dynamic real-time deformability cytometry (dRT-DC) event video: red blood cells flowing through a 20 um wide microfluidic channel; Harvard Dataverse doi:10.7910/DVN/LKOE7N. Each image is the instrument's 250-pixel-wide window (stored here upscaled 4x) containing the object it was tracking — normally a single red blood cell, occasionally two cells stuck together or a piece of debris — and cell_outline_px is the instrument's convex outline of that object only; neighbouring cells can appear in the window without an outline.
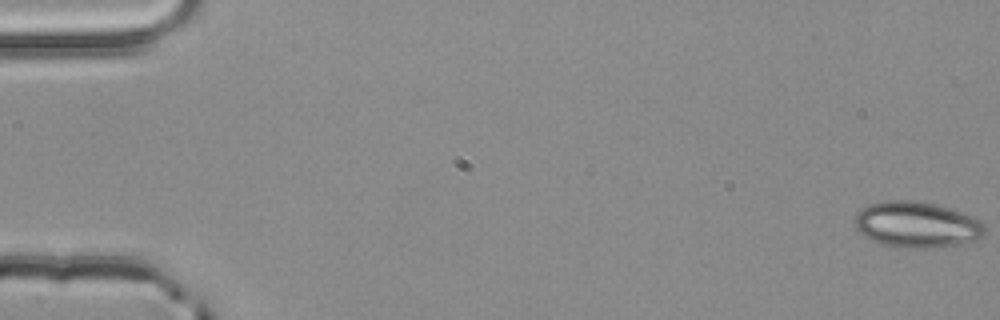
{"species": "common noctule bat (a hibernating species)", "species_latin": "Nyctalus noctula", "temperature_condition": "room temperature", "stored_images_in_passage": 55, "camera_frame_rate_fps": 3000, "um_per_image_px": 0.085, "animal": {"sex": "male", "body_mass_g": 20.4}, "frame": {"image": 1, "passage_image": 1, "time_ms": 0.0, "image_size_px": [1000, 320], "cell_outline_px": [[984, 236], [960, 244], [940, 248], [908, 248], [884, 244], [872, 240], [864, 236], [856, 228], [856, 212], [868, 204], [884, 200], [912, 200], [936, 204], [960, 212], [980, 220], [984, 224]], "centroid_in_image_um": [77.92, 19.09], "position_along_channel_um": 7.1, "area_um2": 34.74}}
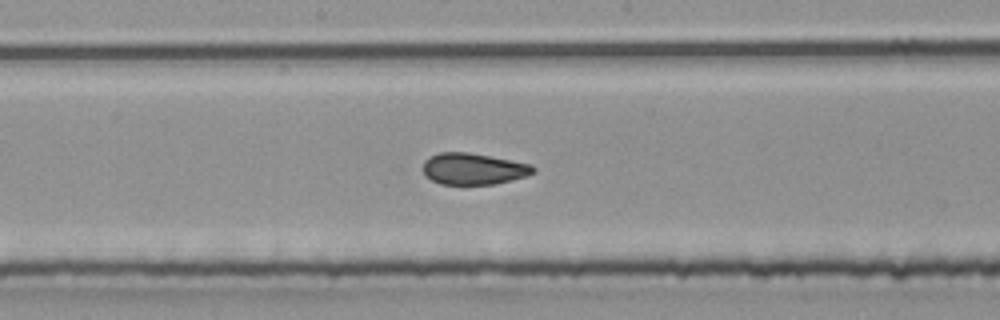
{"frame": {"image": 2, "passage_image": 29, "time_ms": 9.333, "image_size_px": [1000, 320], "cell_outline_px": [[536, 172], [528, 176], [496, 184], [440, 184], [424, 176], [424, 160], [428, 156], [440, 152], [468, 152], [532, 164], [536, 168]], "centroid_in_image_um": [40.26, 14.35], "position_along_channel_um": 207.9, "area_um2": 20.4}}
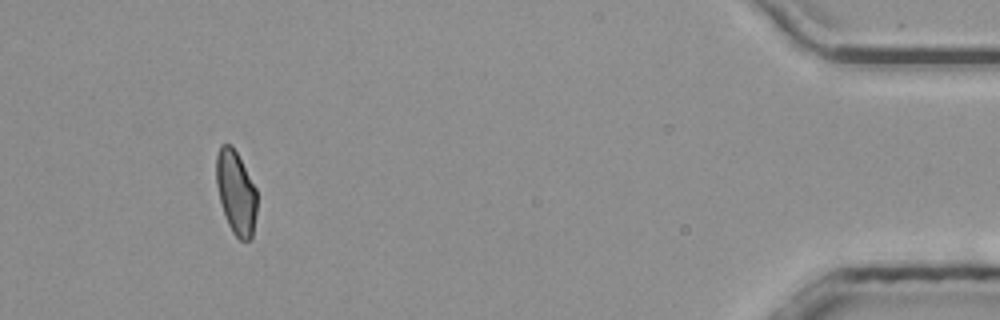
{"frame": {"image": 3, "passage_image": 50, "time_ms": 16.333, "image_size_px": [1000, 320], "cell_outline_px": [[256, 212], [252, 240], [240, 240], [232, 232], [228, 224], [220, 200], [216, 184], [216, 156], [220, 144], [232, 144], [256, 188]], "centroid_in_image_um": [20.05, 16.35], "position_along_channel_um": 415.1, "area_um2": 19.77}, "authors_computed_cell_mechanics": {"area_um2": 20.9236, "velocity_mm_per_s": 3.9656, "shape_relaxation_time_tau1_ms": 3.7377, "shape_relaxation_time_tau2_ms": 1.3736, "deformation_change_tau1": 0.1111, "deformation_change_tau2": 0.07}}